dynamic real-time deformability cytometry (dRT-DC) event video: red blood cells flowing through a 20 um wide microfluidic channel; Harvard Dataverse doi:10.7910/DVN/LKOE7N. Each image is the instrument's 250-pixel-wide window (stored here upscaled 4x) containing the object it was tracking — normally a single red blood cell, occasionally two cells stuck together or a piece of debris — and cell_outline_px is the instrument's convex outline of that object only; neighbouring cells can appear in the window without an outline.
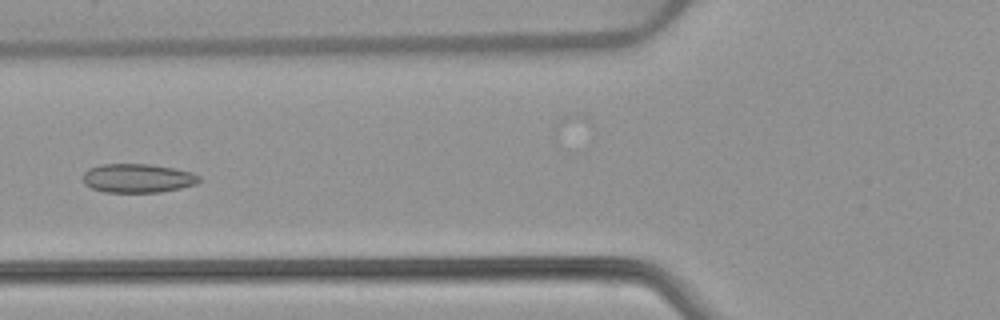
{"species": "common noctule bat (a hibernating species)", "species_latin": "Nyctalus noctula", "temperature_condition": "warm", "stored_images_in_passage": 6, "camera_frame_rate_fps": 3000, "um_per_image_px": 0.085, "animal": {"sex": "female", "body_mass_g": 22.7, "forearm_length_mm": 54.2}, "frame": {"image": 1, "passage_image": 6, "time_ms": 1.667, "image_size_px": [1000, 320], "cell_outline_px": [[200, 180], [196, 184], [180, 188], [160, 192], [104, 192], [92, 188], [84, 184], [84, 172], [88, 168], [100, 164], [148, 164], [172, 168], [192, 172], [200, 176]], "centroid_in_image_um": [11.69, 15.14], "position_along_channel_um": 114.1, "area_um2": 19.54}}